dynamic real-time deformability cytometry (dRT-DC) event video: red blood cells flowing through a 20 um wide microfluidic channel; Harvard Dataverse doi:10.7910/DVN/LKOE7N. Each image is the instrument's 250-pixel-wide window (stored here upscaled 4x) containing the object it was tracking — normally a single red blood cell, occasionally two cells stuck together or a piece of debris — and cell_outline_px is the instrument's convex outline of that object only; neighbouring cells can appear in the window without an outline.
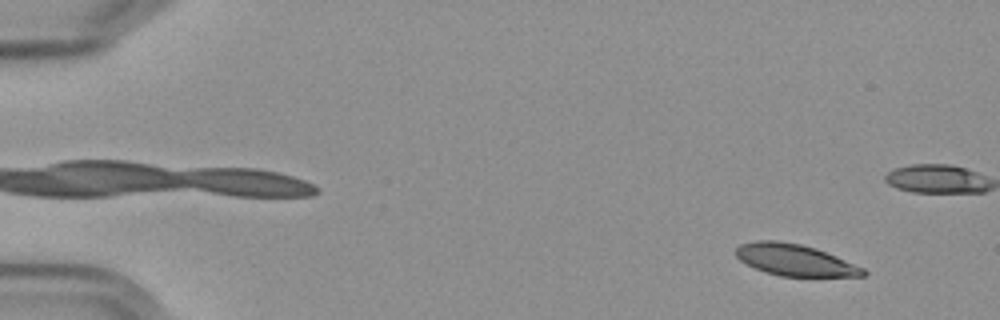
{"species": "Egyptian fruit bat (a non-hibernating species)", "species_latin": "Rousettus aegyptiacus", "temperature_condition": "cold", "stored_images_in_passage": 5, "camera_frame_rate_fps": 3000, "um_per_image_px": 0.085, "frame": {"image": 1, "passage_image": 5, "time_ms": 5.667, "image_size_px": [1000, 320], "cell_outline_px": [[868, 272], [864, 276], [780, 276], [756, 268], [740, 260], [736, 256], [736, 248], [740, 244], [756, 240], [776, 240], [800, 244], [816, 248], [836, 256], [864, 268]], "centroid_in_image_um": [67.57, 22.09], "position_along_channel_um": 17.4, "area_um2": 23.18}}